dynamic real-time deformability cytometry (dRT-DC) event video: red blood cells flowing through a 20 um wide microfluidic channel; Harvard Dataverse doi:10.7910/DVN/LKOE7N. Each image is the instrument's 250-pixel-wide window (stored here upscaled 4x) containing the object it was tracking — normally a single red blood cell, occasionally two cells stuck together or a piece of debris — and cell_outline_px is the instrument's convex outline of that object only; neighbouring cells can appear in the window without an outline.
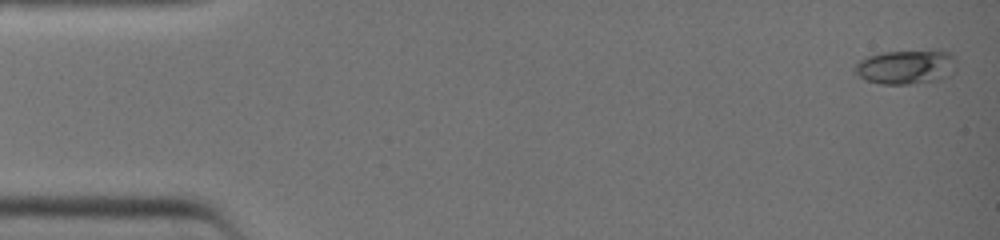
{"species": "common noctule bat (a hibernating species)", "species_latin": "Nyctalus noctula", "temperature_condition": "warm", "stored_images_in_passage": 2, "camera_frame_rate_fps": 3000, "um_per_image_px": 0.085, "animal": {"sex": "female", "body_mass_g": 19.0, "forearm_length_mm": 51.5}, "frame": {"image": 1, "passage_image": 1, "time_ms": 0.0, "image_size_px": [1000, 240], "cell_outline_px": [[956, 60], [940, 80], [908, 84], [884, 84], [868, 80], [860, 76], [852, 68], [860, 60], [868, 56], [884, 52], [932, 48], [940, 48], [948, 52]], "centroid_in_image_um": [76.98, 5.63], "position_along_channel_um": 8.0, "area_um2": 20.23}}